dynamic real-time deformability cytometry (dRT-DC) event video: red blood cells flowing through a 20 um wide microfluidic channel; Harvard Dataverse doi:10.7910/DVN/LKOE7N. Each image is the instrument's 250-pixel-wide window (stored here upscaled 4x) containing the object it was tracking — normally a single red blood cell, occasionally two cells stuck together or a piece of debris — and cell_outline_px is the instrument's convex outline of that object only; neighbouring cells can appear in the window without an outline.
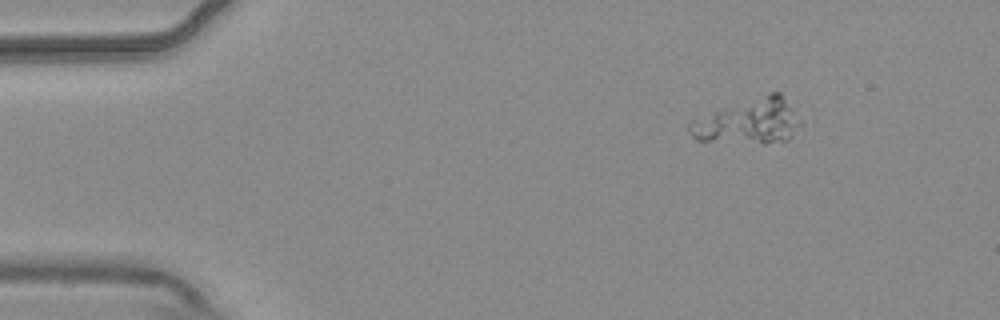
{"species": "common noctule bat (a hibernating species)", "species_latin": "Nyctalus noctula", "temperature_condition": "warm", "stored_images_in_passage": 5, "camera_frame_rate_fps": 3000, "um_per_image_px": 0.085, "animal": {"sex": "male", "body_mass_g": 20.4}, "frame": {"image": 1, "passage_image": 1, "time_ms": 0.0, "image_size_px": [1000, 320], "cell_outline_px": [[804, 124], [788, 140], [764, 144], [696, 140], [692, 136], [688, 128], [688, 124], [716, 112], [768, 92], [780, 92], [804, 120]], "centroid_in_image_um": [63.81, 10.35], "position_along_channel_um": 21.2, "area_um2": 28.9}}
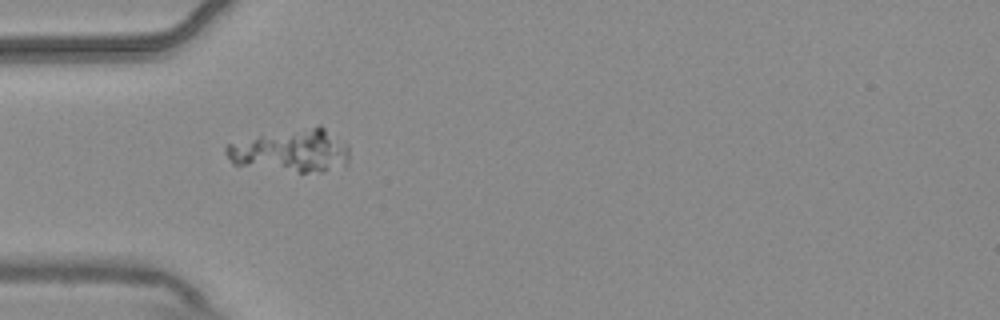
{"frame": {"image": 2, "passage_image": 4, "time_ms": 1.0, "image_size_px": [1000, 320], "cell_outline_px": [[348, 156], [344, 168], [324, 172], [300, 172], [232, 164], [224, 152], [224, 148], [228, 144], [260, 136], [320, 124], [348, 144]], "centroid_in_image_um": [24.82, 12.82], "position_along_channel_um": 60.2, "area_um2": 30.69}}